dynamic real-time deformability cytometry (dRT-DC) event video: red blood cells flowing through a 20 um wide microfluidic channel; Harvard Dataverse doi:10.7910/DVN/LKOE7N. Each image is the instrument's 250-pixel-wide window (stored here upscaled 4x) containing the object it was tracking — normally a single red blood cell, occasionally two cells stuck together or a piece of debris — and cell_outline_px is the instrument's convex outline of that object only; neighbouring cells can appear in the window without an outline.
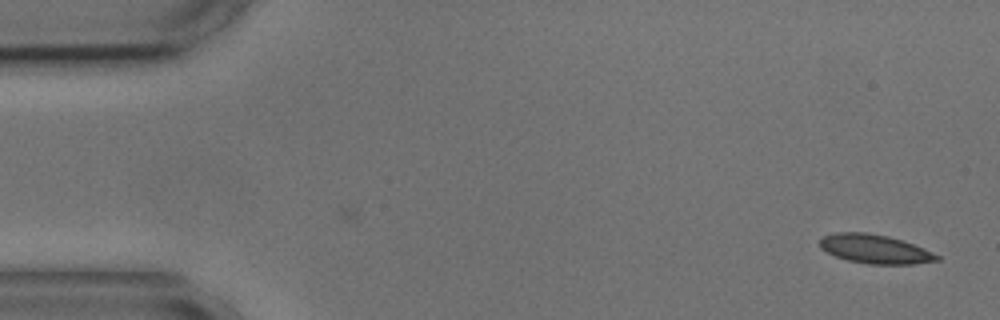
{"species": "common noctule bat (a hibernating species)", "species_latin": "Nyctalus noctula", "temperature_condition": "cold", "stored_images_in_passage": 12, "camera_frame_rate_fps": 3000, "um_per_image_px": 0.085, "animal": {"sex": "male", "body_mass_g": 17.9, "forearm_length_mm": 54.2}, "frame": {"image": 1, "passage_image": 1, "time_ms": 0.0, "image_size_px": [1000, 320], "cell_outline_px": [[940, 260], [912, 264], [868, 264], [848, 260], [836, 256], [820, 248], [820, 240], [824, 236], [836, 232], [868, 232], [888, 236], [924, 248], [940, 256]], "centroid_in_image_um": [74.37, 21.16], "position_along_channel_um": 10.6, "area_um2": 19.59}}